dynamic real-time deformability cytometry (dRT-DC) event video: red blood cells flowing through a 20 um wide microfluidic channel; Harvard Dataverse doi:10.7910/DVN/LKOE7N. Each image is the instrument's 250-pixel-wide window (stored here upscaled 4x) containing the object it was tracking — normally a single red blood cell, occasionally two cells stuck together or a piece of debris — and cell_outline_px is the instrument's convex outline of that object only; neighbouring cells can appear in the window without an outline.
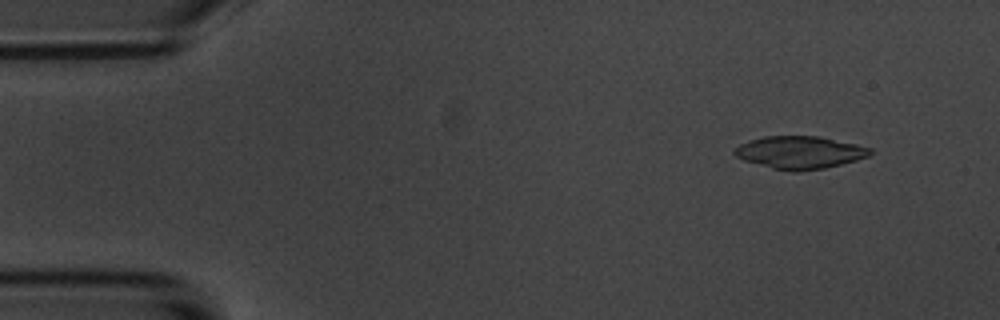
{"species": "common noctule bat (a hibernating species)", "species_latin": "Nyctalus noctula", "temperature_condition": "room temperature", "stored_images_in_passage": 17, "camera_frame_rate_fps": 3000, "um_per_image_px": 0.085, "animal": {"sex": "male", "body_mass_g": 20.1, "forearm_length_mm": 53.5}, "frame": {"image": 1, "passage_image": 5, "time_ms": 1.333, "image_size_px": [1000, 320], "cell_outline_px": [[872, 152], [868, 156], [856, 160], [824, 168], [800, 172], [792, 172], [772, 168], [744, 160], [736, 156], [732, 152], [740, 144], [748, 140], [764, 136], [820, 136], [856, 144], [872, 148]], "centroid_in_image_um": [67.97, 12.95], "position_along_channel_um": 17.0, "area_um2": 25.78}}
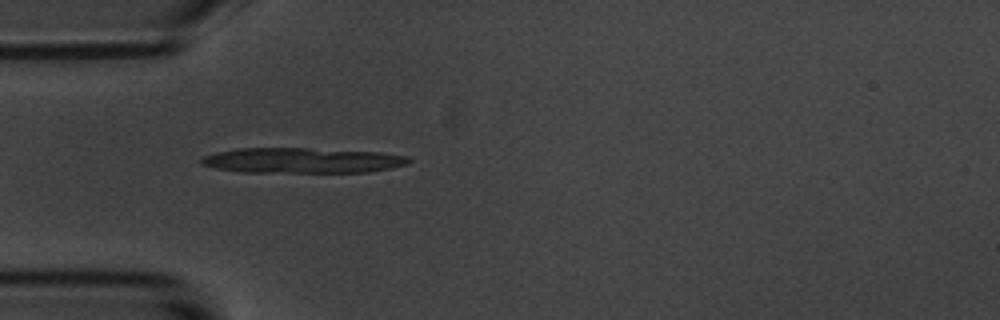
{"frame": {"image": 2, "passage_image": 16, "time_ms": 5.0, "image_size_px": [1000, 320], "cell_outline_px": [[412, 160], [408, 164], [392, 168], [368, 172], [240, 172], [212, 168], [200, 164], [200, 160], [204, 156], [216, 152], [240, 148], [308, 148], [380, 152], [408, 156]], "centroid_in_image_um": [25.68, 13.64], "position_along_channel_um": 59.3, "area_um2": 30.81}}